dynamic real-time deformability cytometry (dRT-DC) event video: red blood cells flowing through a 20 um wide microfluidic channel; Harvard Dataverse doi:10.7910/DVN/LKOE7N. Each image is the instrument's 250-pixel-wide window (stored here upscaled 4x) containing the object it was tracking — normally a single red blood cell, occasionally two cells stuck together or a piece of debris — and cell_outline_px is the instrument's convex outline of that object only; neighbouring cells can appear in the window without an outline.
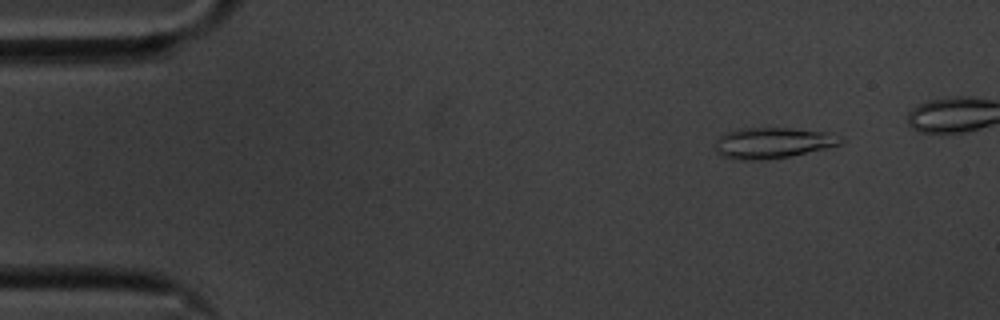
{"species": "common noctule bat (a hibernating species)", "species_latin": "Nyctalus noctula", "temperature_condition": "cold", "stored_images_in_passage": 49, "segment_of_instrument_passage": [1, 2], "camera_frame_rate_fps": 3000, "um_per_image_px": 0.085, "animal": {"sex": "male", "body_mass_g": 20.1, "forearm_length_mm": 53.5}, "frame": {"image": 1, "passage_image": 5, "time_ms": 1.333, "image_size_px": [1000, 320], "cell_outline_px": [[844, 140], [840, 144], [792, 156], [764, 160], [732, 160], [716, 152], [716, 140], [720, 136], [728, 132], [744, 128], [792, 128], [828, 132], [844, 136]], "centroid_in_image_um": [65.71, 12.15], "position_along_channel_um": 19.3, "area_um2": 22.66}}
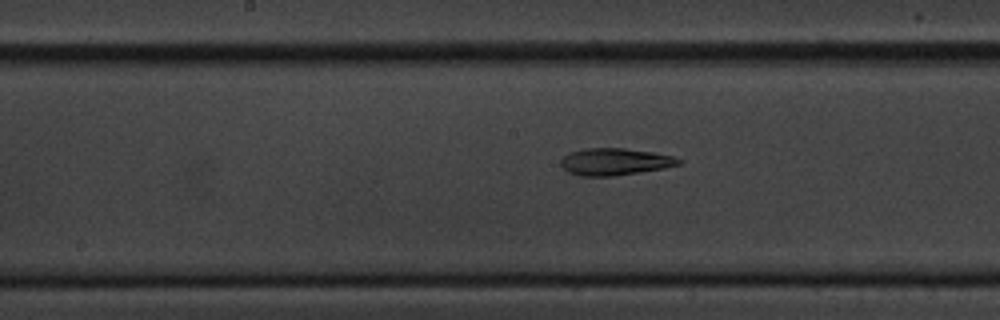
{"frame": {"image": 2, "passage_image": 27, "time_ms": 8.667, "image_size_px": [1000, 320], "cell_outline_px": [[684, 160], [680, 164], [664, 168], [612, 176], [580, 176], [568, 172], [560, 164], [560, 160], [568, 152], [588, 148], [624, 148], [652, 152], [672, 156]], "centroid_in_image_um": [52.24, 13.74], "position_along_channel_um": 196.0, "area_um2": 18.5}}
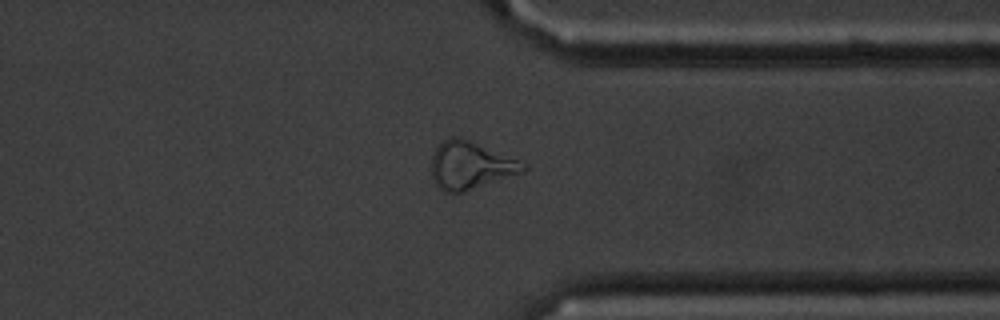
{"frame": {"image": 3, "passage_image": 42, "time_ms": 13.667, "image_size_px": [1000, 320], "cell_outline_px": [[528, 168], [524, 172], [464, 192], [444, 192], [436, 184], [432, 176], [432, 156], [436, 148], [444, 140], [452, 136], [460, 136], [516, 160], [524, 164]], "centroid_in_image_um": [39.96, 14.07], "position_along_channel_um": 371.4, "area_um2": 25.03}}